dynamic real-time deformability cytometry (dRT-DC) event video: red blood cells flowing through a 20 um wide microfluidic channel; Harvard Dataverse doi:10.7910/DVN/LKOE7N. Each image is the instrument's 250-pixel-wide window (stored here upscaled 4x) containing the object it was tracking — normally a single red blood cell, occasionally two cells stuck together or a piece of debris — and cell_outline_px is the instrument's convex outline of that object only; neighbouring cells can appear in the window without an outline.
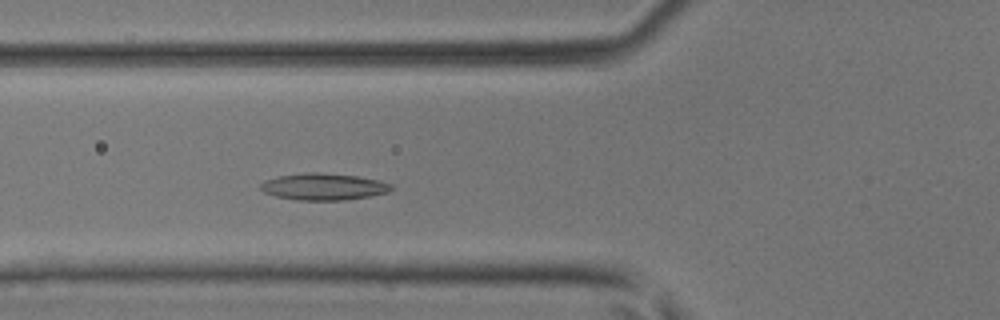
{"species": "common noctule bat (a hibernating species)", "species_latin": "Nyctalus noctula", "temperature_condition": "room temperature", "stored_images_in_passage": 43, "camera_frame_rate_fps": 3000, "um_per_image_px": 0.085, "animal": {"sex": "male", "body_mass_g": 17.9, "forearm_length_mm": 54.2}, "frame": {"image": 1, "passage_image": 13, "time_ms": 4.0, "image_size_px": [1000, 320], "cell_outline_px": [[392, 188], [388, 192], [368, 196], [344, 200], [296, 200], [276, 196], [264, 192], [260, 188], [260, 184], [264, 180], [276, 176], [308, 172], [320, 172], [356, 176], [376, 180], [392, 184]], "centroid_in_image_um": [27.45, 15.86], "position_along_channel_um": 98.4, "area_um2": 20.29}}
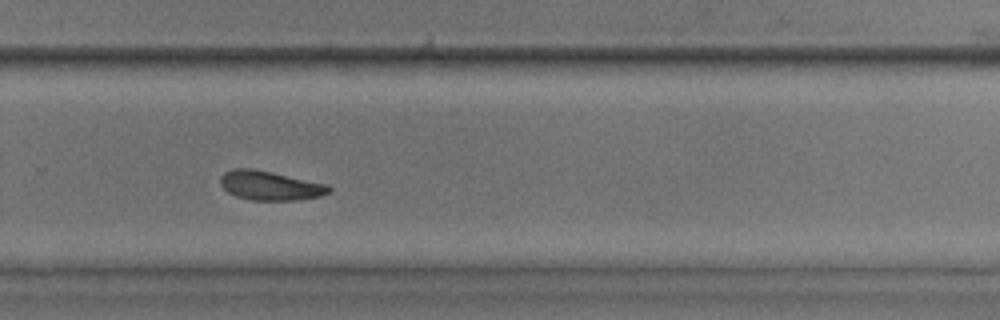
{"frame": {"image": 2, "passage_image": 28, "time_ms": 9.0, "image_size_px": [1000, 320], "cell_outline_px": [[332, 192], [320, 196], [296, 200], [252, 200], [236, 196], [228, 192], [220, 184], [220, 176], [224, 172], [232, 168], [252, 168], [272, 172], [328, 184], [332, 188]], "centroid_in_image_um": [22.96, 15.77], "position_along_channel_um": 306.8, "area_um2": 18.61}}
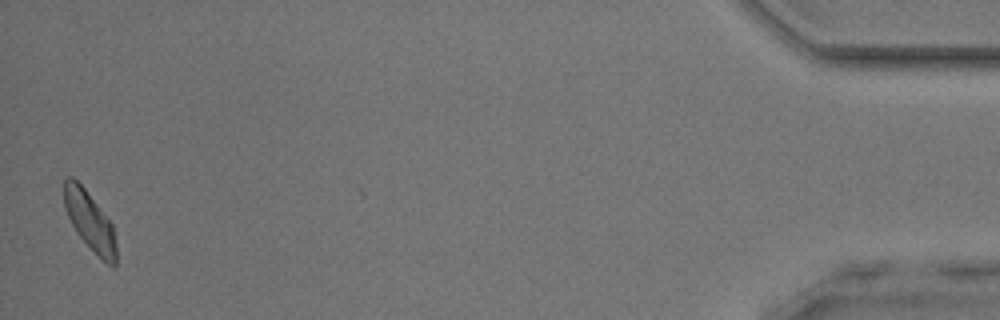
{"frame": {"image": 3, "passage_image": 43, "time_ms": 14.0, "image_size_px": [1000, 320], "cell_outline_px": [[116, 268], [112, 268], [76, 232], [68, 216], [64, 204], [64, 180], [68, 176], [72, 176], [84, 188], [112, 224], [116, 244]], "centroid_in_image_um": [7.63, 18.78], "position_along_channel_um": 427.6, "area_um2": 17.34}, "authors_computed_cell_mechanics": {"area_um2": 18.6116, "velocity_mm_per_s": 4.1874, "shape_relaxation_time_tau1_ms": 6.6805, "shape_relaxation_time_tau2_ms": 6.4182, "deformation_change_tau1": 0.1226, "deformation_change_tau2": 0.1365}}